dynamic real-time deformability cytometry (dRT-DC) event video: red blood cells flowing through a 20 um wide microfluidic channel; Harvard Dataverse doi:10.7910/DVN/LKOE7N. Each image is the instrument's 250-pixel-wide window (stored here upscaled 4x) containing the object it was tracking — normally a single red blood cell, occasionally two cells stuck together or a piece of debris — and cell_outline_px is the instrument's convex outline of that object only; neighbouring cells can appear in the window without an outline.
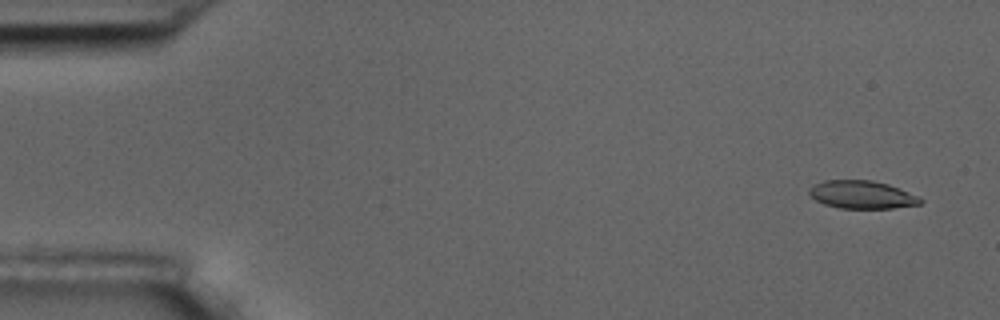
{"species": "common noctule bat (a hibernating species)", "species_latin": "Nyctalus noctula", "temperature_condition": "room temperature", "stored_images_in_passage": 4, "camera_frame_rate_fps": 3000, "um_per_image_px": 0.085, "animal": {"sex": "male", "body_mass_g": 17.5, "forearm_length_mm": 52.3}, "frame": {"image": 1, "passage_image": 1, "time_ms": 0.0, "image_size_px": [1000, 320], "cell_outline_px": [[924, 200], [920, 204], [892, 208], [840, 208], [824, 204], [816, 200], [808, 192], [816, 184], [824, 180], [872, 180], [888, 184], [920, 196]], "centroid_in_image_um": [73.31, 16.55], "position_along_channel_um": 11.7, "area_um2": 17.98}}
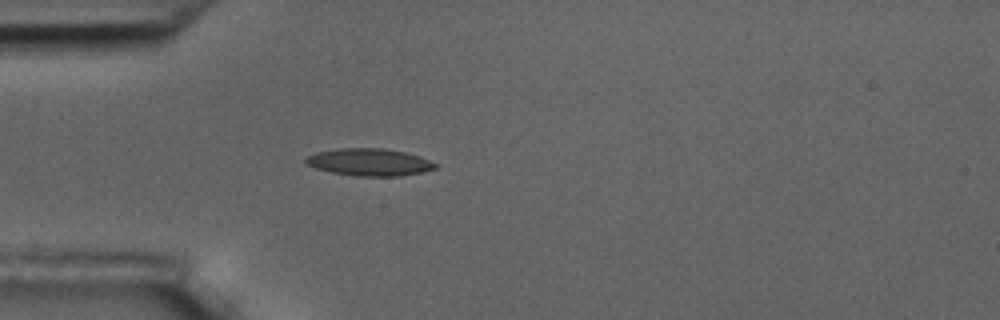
{"frame": {"image": 2, "passage_image": 4, "time_ms": 4.333, "image_size_px": [1000, 320], "cell_outline_px": [[436, 168], [420, 172], [396, 176], [356, 176], [332, 172], [316, 168], [304, 164], [304, 160], [308, 156], [316, 152], [340, 148], [384, 148], [404, 152], [420, 156], [436, 164]], "centroid_in_image_um": [31.35, 13.77], "position_along_channel_um": 53.7, "area_um2": 20.4}}